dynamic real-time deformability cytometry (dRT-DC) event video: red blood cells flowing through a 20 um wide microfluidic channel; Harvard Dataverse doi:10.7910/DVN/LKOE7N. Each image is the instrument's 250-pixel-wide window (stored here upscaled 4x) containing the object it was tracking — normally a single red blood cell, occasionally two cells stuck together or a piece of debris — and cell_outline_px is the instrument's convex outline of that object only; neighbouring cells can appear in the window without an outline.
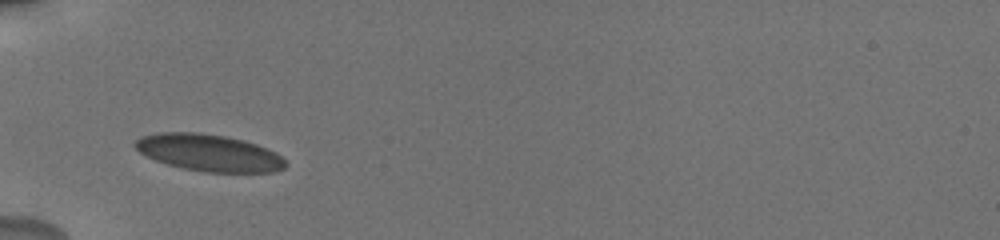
{"species": "human", "species_latin": "Homo sapiens", "temperature_condition": "cold", "stored_images_in_passage": 5, "camera_frame_rate_fps": 3000, "um_per_image_px": 0.085, "donor": {"sex": "male"}, "frame": {"image": 1, "passage_image": 1, "time_ms": 0.0, "image_size_px": [1000, 240], "cell_outline_px": [[288, 164], [284, 168], [272, 172], [204, 172], [184, 168], [168, 164], [156, 160], [140, 152], [132, 144], [140, 136], [160, 132], [196, 132], [224, 136], [244, 140], [256, 144], [276, 152]], "centroid_in_image_um": [17.76, 12.98], "position_along_channel_um": 67.2, "area_um2": 32.19}}
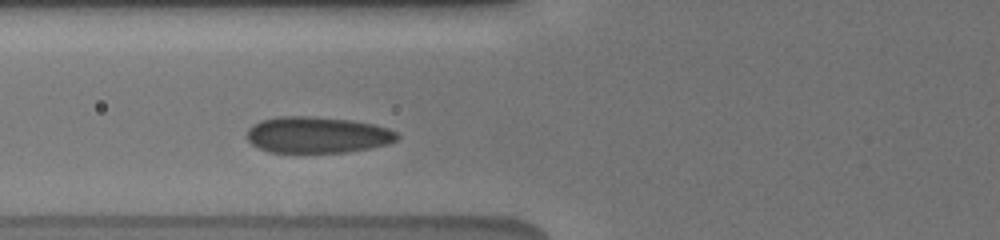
{"frame": {"image": 2, "passage_image": 4, "time_ms": 1.0, "image_size_px": [1000, 240], "cell_outline_px": [[400, 136], [396, 140], [388, 144], [348, 152], [268, 152], [252, 144], [244, 136], [248, 128], [252, 124], [260, 120], [276, 116], [312, 116], [352, 120], [372, 124], [388, 128], [396, 132]], "centroid_in_image_um": [26.92, 11.45], "position_along_channel_um": 98.9, "area_um2": 32.02}}